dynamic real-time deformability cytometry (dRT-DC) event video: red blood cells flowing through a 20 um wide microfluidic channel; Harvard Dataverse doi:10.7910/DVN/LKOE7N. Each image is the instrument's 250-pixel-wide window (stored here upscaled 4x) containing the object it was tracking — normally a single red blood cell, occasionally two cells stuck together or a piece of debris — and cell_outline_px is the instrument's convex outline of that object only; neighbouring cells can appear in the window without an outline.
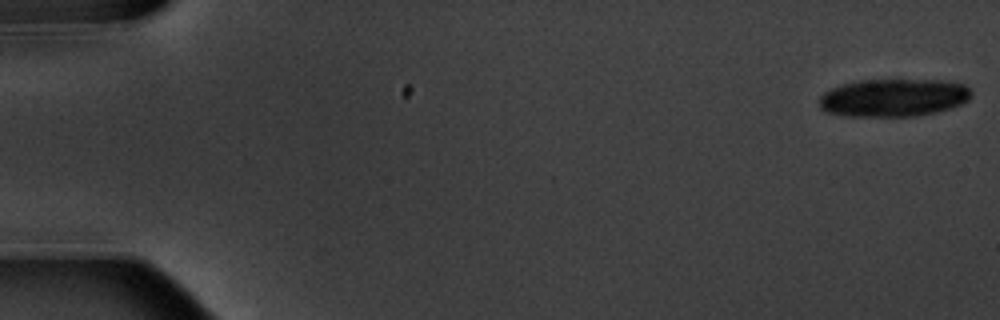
{"species": "common noctule bat (a hibernating species)", "species_latin": "Nyctalus noctula", "temperature_condition": "warm", "stored_images_in_passage": 7, "camera_frame_rate_fps": 3000, "um_per_image_px": 0.085, "animal": {"sex": "male", "body_mass_g": 20.1, "forearm_length_mm": 53.5}, "frame": {"image": 1, "passage_image": 1, "time_ms": 0.0, "image_size_px": [1000, 320], "cell_outline_px": [[972, 96], [968, 100], [960, 104], [936, 112], [916, 116], [844, 116], [824, 112], [820, 108], [820, 96], [824, 92], [832, 88], [844, 84], [860, 80], [940, 80], [964, 84], [972, 92]], "centroid_in_image_um": [75.93, 8.31], "position_along_channel_um": 9.1, "area_um2": 33.52}}
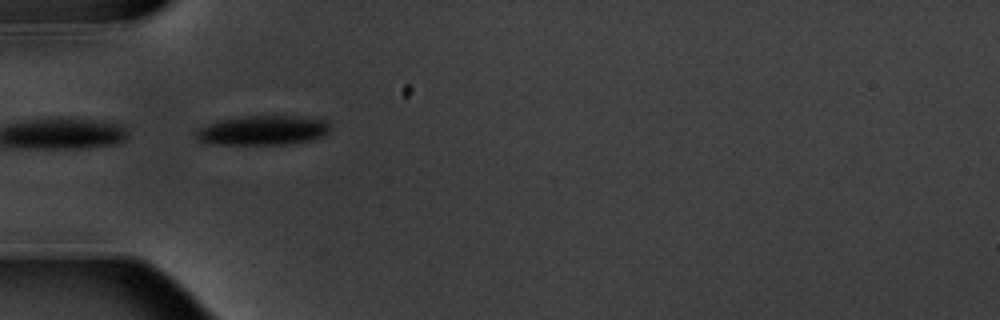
{"frame": {"image": 2, "passage_image": 6, "time_ms": 6.0, "image_size_px": [1000, 320], "cell_outline_px": [[332, 128], [328, 132], [320, 136], [308, 140], [284, 144], [208, 144], [200, 140], [192, 132], [208, 124], [220, 120], [248, 116], [296, 116], [324, 120]], "centroid_in_image_um": [22.3, 11.08], "position_along_channel_um": 62.7, "area_um2": 22.72}}